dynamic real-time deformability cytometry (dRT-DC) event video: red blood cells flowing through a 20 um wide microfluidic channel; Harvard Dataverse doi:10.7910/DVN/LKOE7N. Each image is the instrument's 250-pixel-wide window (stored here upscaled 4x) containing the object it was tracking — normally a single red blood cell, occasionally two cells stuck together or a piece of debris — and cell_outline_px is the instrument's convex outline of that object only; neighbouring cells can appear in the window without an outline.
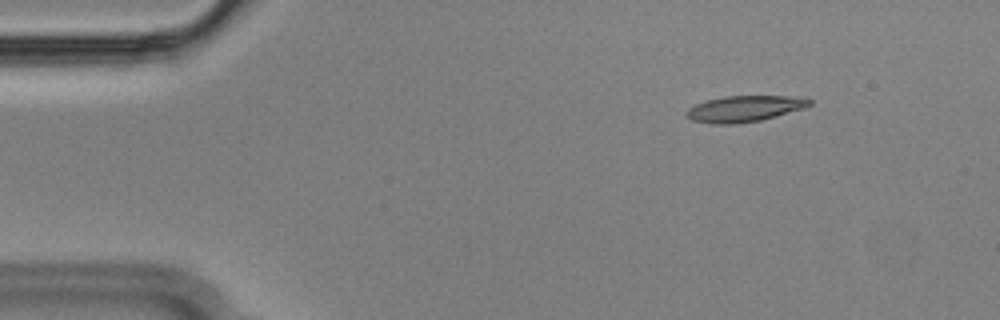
{"species": "Egyptian fruit bat (a non-hibernating species)", "species_latin": "Rousettus aegyptiacus", "temperature_condition": "cold", "stored_images_in_passage": 50, "camera_frame_rate_fps": 3000, "um_per_image_px": 0.085, "animal": {"sex": "male"}, "frame": {"image": 1, "passage_image": 1, "time_ms": 0.0, "image_size_px": [1000, 320], "cell_outline_px": [[812, 104], [804, 108], [776, 116], [760, 120], [736, 124], [712, 124], [692, 120], [688, 116], [688, 108], [696, 104], [708, 100], [724, 96], [788, 96], [812, 100]], "centroid_in_image_um": [63.28, 9.24], "position_along_channel_um": 21.7, "area_um2": 18.44}}
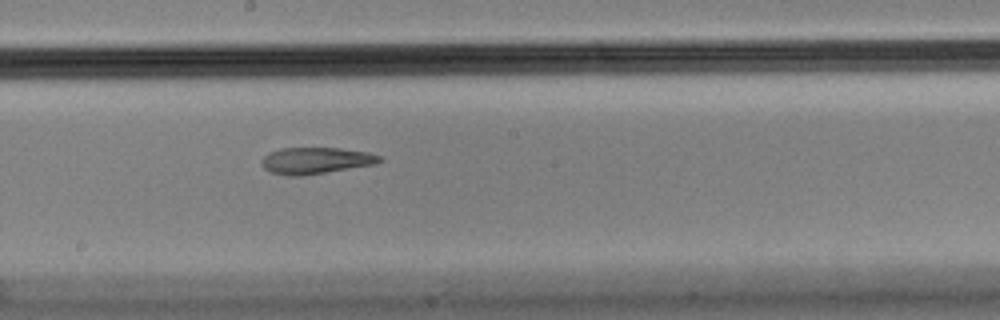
{"frame": {"image": 2, "passage_image": 24, "time_ms": 7.667, "image_size_px": [1000, 320], "cell_outline_px": [[384, 160], [376, 164], [300, 176], [292, 176], [272, 172], [264, 168], [260, 164], [260, 160], [268, 152], [280, 148], [340, 148], [368, 152], [380, 156]], "centroid_in_image_um": [26.83, 13.64], "position_along_channel_um": 221.4, "area_um2": 18.21}}
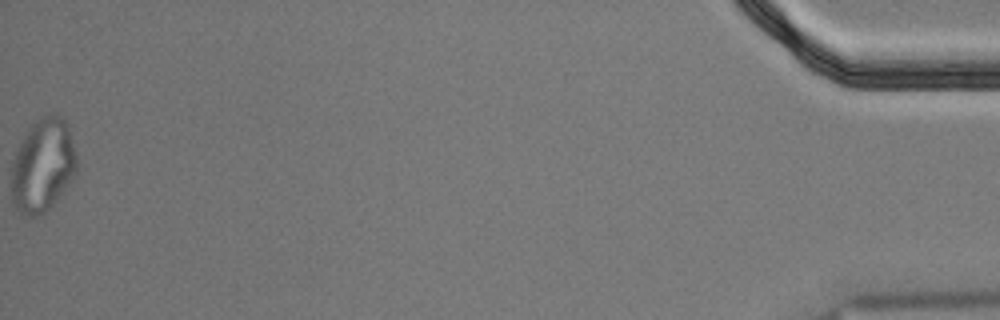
{"frame": {"image": 3, "passage_image": 50, "time_ms": 16.333, "image_size_px": [1000, 320], "cell_outline_px": [[76, 172], [60, 196], [44, 212], [32, 216], [20, 212], [12, 204], [12, 160], [16, 148], [20, 140], [32, 124], [40, 116], [60, 116], [68, 124], [76, 152]], "centroid_in_image_um": [3.63, 14.04], "position_along_channel_um": 431.6, "area_um2": 35.32}, "authors_computed_cell_mechanics": {"area_um2": 19.1318, "velocity_mm_per_s": 3.5741, "shape_relaxation_time_tau1_ms": null, "shape_relaxation_time_tau2_ms": 5.7684, "deformation_change_tau1": null, "deformation_change_tau2": 0.1631}}